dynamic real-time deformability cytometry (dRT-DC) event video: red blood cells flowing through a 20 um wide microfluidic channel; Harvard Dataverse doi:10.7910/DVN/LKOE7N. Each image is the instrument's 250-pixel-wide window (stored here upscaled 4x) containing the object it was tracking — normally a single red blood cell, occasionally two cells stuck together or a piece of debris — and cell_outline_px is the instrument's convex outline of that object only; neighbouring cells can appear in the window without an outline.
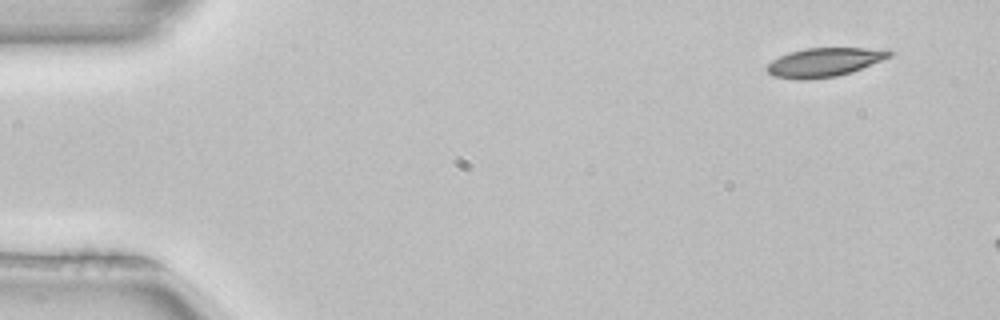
{"species": "common noctule bat (a hibernating species)", "species_latin": "Nyctalus noctula", "temperature_condition": "room temperature", "stored_images_in_passage": 3, "camera_frame_rate_fps": 3000, "um_per_image_px": 0.085, "animal": {"sex": "female", "body_mass_g": 22.7, "forearm_length_mm": 54.2}, "frame": {"image": 1, "passage_image": 1, "time_ms": 0.0, "image_size_px": [1000, 320], "cell_outline_px": [[892, 56], [852, 72], [836, 76], [804, 80], [800, 80], [772, 76], [764, 68], [772, 60], [788, 52], [804, 48], [888, 48], [892, 52]], "centroid_in_image_um": [70.07, 5.28], "position_along_channel_um": 14.9, "area_um2": 20.81}}